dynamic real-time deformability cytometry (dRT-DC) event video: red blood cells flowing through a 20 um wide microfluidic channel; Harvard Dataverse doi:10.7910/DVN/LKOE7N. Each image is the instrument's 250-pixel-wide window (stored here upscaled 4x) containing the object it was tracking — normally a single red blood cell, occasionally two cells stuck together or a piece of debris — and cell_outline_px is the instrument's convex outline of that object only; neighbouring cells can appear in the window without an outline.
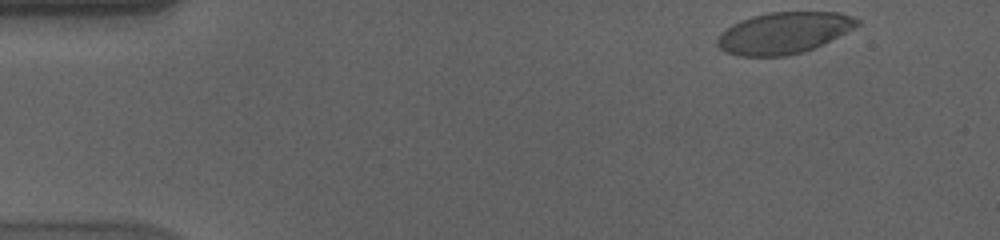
{"species": "human", "species_latin": "Homo sapiens", "temperature_condition": "cold", "stored_images_in_passage": 53, "camera_frame_rate_fps": 3000, "um_per_image_px": 0.085, "donor": {"sex": "male"}, "frame": {"image": 1, "passage_image": 1, "time_ms": 0.0, "image_size_px": [1000, 240], "cell_outline_px": [[860, 24], [804, 52], [784, 56], [736, 56], [724, 52], [716, 44], [716, 40], [720, 32], [732, 24], [740, 20], [752, 16], [768, 12], [840, 12], [852, 16], [860, 20]], "centroid_in_image_um": [66.54, 2.79], "position_along_channel_um": 18.5, "area_um2": 33.64}}
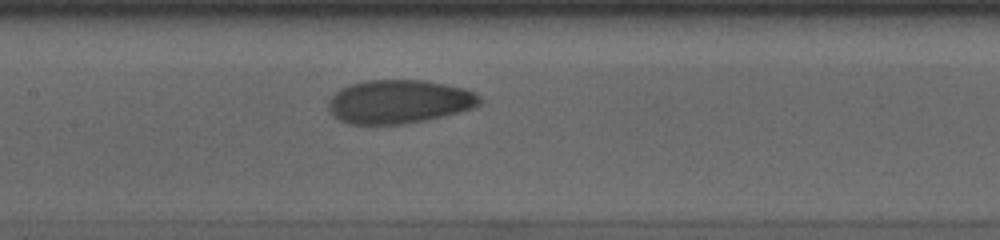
{"frame": {"image": 2, "passage_image": 23, "time_ms": 7.333, "image_size_px": [1000, 240], "cell_outline_px": [[484, 100], [480, 104], [472, 108], [424, 120], [404, 124], [348, 124], [340, 120], [328, 108], [328, 100], [340, 88], [348, 84], [368, 80], [424, 80], [464, 88], [480, 96]], "centroid_in_image_um": [33.9, 8.63], "position_along_channel_um": 173.5, "area_um2": 38.26}}
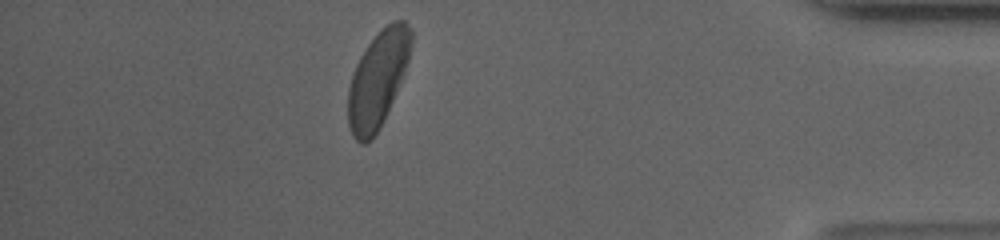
{"frame": {"image": 3, "passage_image": 46, "time_ms": 15.0, "image_size_px": [1000, 240], "cell_outline_px": [[412, 40], [408, 60], [404, 76], [384, 120], [380, 128], [372, 140], [364, 144], [360, 144], [352, 136], [348, 124], [348, 88], [356, 64], [360, 56], [368, 44], [392, 20], [404, 20], [408, 24], [412, 32]], "centroid_in_image_um": [32.11, 6.78], "position_along_channel_um": 403.1, "area_um2": 35.37}, "authors_computed_cell_mechanics": {"area_um2": 36.992, "velocity_mm_per_s": 3.5429, "shape_relaxation_time_tau1_ms": 5.8808, "shape_relaxation_time_tau2_ms": 1.5087, "deformation_change_tau1": 0.1627, "deformation_change_tau2": 0.0546}}